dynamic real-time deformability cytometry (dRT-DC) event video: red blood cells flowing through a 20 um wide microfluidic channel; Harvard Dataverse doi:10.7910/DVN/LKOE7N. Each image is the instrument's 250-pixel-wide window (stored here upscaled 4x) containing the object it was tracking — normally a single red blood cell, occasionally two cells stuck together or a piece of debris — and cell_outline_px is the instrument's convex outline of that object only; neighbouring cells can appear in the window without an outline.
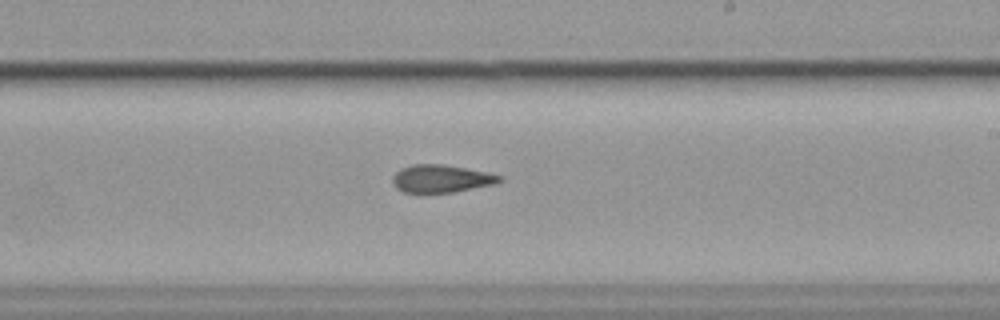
{"species": "common noctule bat (a hibernating species)", "species_latin": "Nyctalus noctula", "temperature_condition": "cold", "stored_images_in_passage": 29, "camera_frame_rate_fps": 3000, "um_per_image_px": 0.085, "animal": {"sex": "female", "body_mass_g": 19.9}, "frame": {"image": 1, "passage_image": 17, "time_ms": 5.333, "image_size_px": [1000, 320], "cell_outline_px": [[504, 180], [496, 184], [452, 192], [420, 196], [404, 192], [396, 188], [392, 184], [392, 176], [400, 168], [412, 164], [444, 164], [504, 176]], "centroid_in_image_um": [37.44, 15.23], "position_along_channel_um": 251.6, "area_um2": 17.98}}